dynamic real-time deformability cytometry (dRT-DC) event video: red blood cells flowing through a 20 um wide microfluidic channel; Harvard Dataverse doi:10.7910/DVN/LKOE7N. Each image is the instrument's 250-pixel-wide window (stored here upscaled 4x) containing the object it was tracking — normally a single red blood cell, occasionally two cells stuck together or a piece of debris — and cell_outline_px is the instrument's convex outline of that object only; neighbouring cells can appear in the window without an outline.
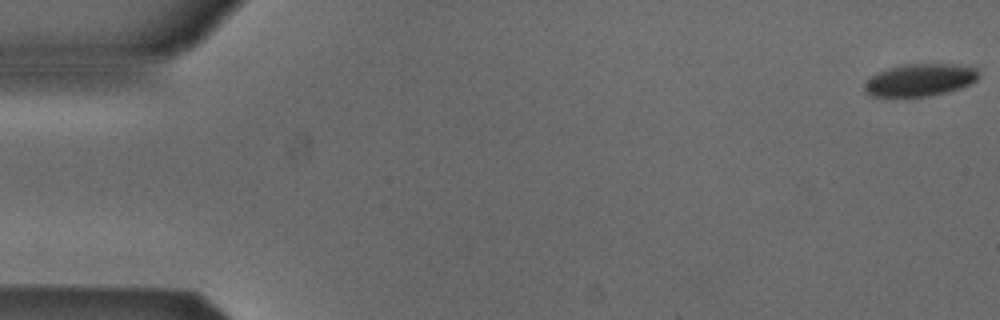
{"species": "Egyptian fruit bat (a non-hibernating species)", "species_latin": "Rousettus aegyptiacus", "temperature_condition": "cold", "stored_images_in_passage": 54, "camera_frame_rate_fps": 3000, "um_per_image_px": 0.085, "animal": {"sex": "male"}, "frame": {"image": 1, "passage_image": 1, "time_ms": 0.0, "image_size_px": [1000, 320], "cell_outline_px": [[980, 76], [976, 80], [960, 88], [948, 92], [928, 96], [888, 100], [872, 96], [864, 88], [864, 84], [872, 76], [888, 68], [904, 64], [956, 64], [976, 68]], "centroid_in_image_um": [78.16, 6.84], "position_along_channel_um": 6.8, "area_um2": 22.08}}
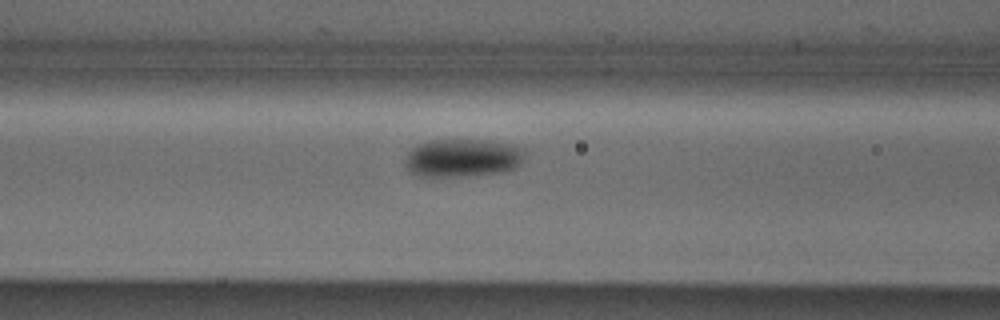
{"frame": {"image": 2, "passage_image": 22, "time_ms": 7.0, "image_size_px": [1000, 320], "cell_outline_px": [[524, 160], [516, 168], [504, 172], [460, 176], [416, 176], [408, 172], [404, 164], [404, 160], [408, 152], [416, 144], [432, 140], [484, 140], [508, 144], [524, 148]], "centroid_in_image_um": [39.29, 13.43], "position_along_channel_um": 127.3, "area_um2": 26.82}}
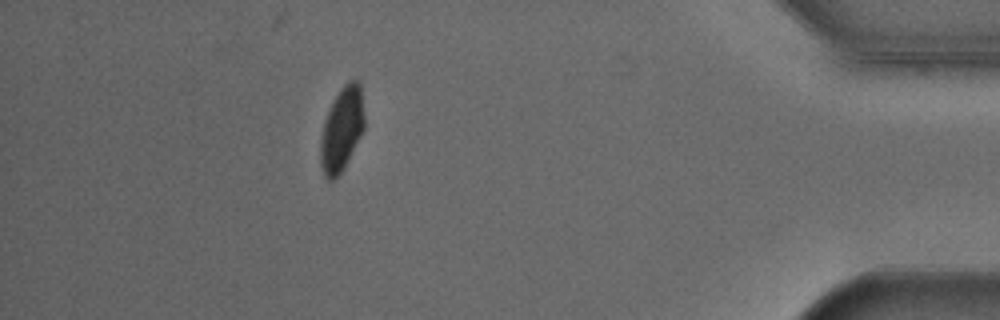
{"frame": {"image": 3, "passage_image": 48, "time_ms": 15.667, "image_size_px": [1000, 320], "cell_outline_px": [[364, 128], [344, 168], [332, 180], [328, 180], [324, 176], [320, 164], [320, 140], [324, 120], [332, 100], [340, 88], [348, 80], [356, 80], [360, 84], [364, 116]], "centroid_in_image_um": [29.03, 10.96], "position_along_channel_um": 406.2, "area_um2": 21.44}, "authors_computed_cell_mechanics": {"area_um2": 24.1315, "velocity_mm_per_s": 3.8349, "shape_relaxation_time_tau1_ms": 2.0692, "shape_relaxation_time_tau2_ms": null, "deformation_change_tau1": 0.091, "deformation_change_tau2": null}}